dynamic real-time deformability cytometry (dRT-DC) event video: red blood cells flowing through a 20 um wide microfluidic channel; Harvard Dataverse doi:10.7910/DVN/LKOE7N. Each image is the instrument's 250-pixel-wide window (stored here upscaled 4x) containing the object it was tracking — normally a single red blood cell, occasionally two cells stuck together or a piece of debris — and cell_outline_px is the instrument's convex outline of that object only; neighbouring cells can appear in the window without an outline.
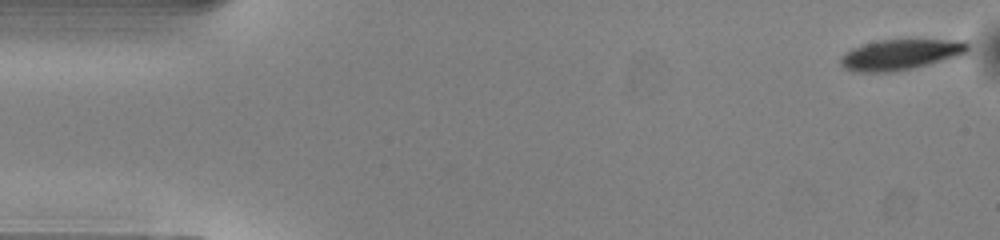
{"species": "common noctule bat (a hibernating species)", "species_latin": "Nyctalus noctula", "temperature_condition": "warm", "stored_images_in_passage": 50, "camera_frame_rate_fps": 3000, "um_per_image_px": 0.085, "animal": {"sex": "male", "body_mass_g": 13.0, "forearm_length_mm": 53.1}, "frame": {"image": 1, "passage_image": 1, "time_ms": 0.0, "image_size_px": [1000, 240], "cell_outline_px": [[968, 52], [964, 56], [912, 68], [892, 72], [856, 72], [844, 68], [840, 64], [840, 60], [852, 48], [860, 44], [880, 40], [968, 40]], "centroid_in_image_um": [76.62, 4.64], "position_along_channel_um": 8.4, "area_um2": 22.83}}
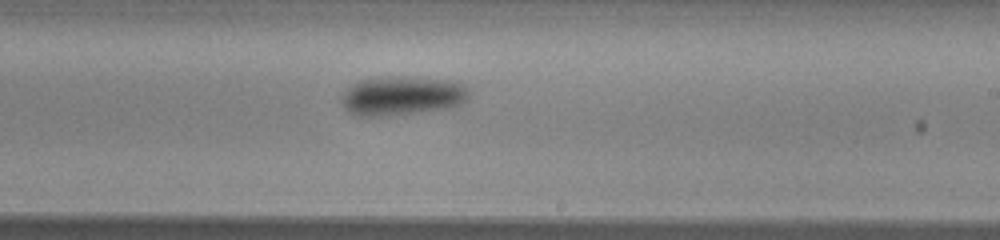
{"frame": {"image": 2, "passage_image": 29, "time_ms": 9.333, "image_size_px": [1000, 240], "cell_outline_px": [[468, 96], [460, 104], [444, 108], [380, 116], [360, 116], [348, 112], [344, 108], [340, 100], [340, 96], [352, 84], [360, 80], [388, 76], [404, 76], [452, 80], [464, 84], [468, 88]], "centroid_in_image_um": [34.13, 8.11], "position_along_channel_um": 254.9, "area_um2": 28.9}}
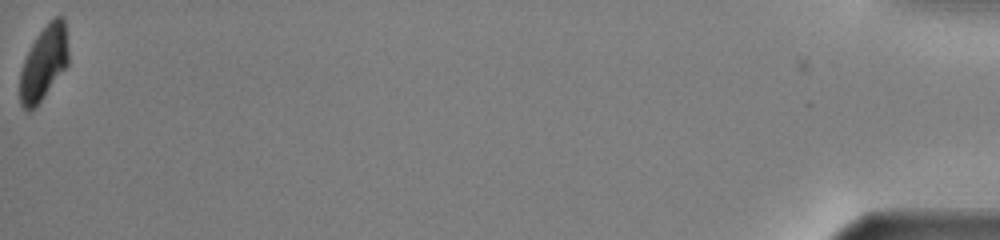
{"frame": {"image": 3, "passage_image": 50, "time_ms": 16.333, "image_size_px": [1000, 240], "cell_outline_px": [[68, 64], [40, 100], [28, 112], [20, 104], [20, 72], [24, 60], [36, 36], [48, 20], [52, 16], [60, 16], [64, 20], [68, 48]], "centroid_in_image_um": [3.72, 5.29], "position_along_channel_um": 431.5, "area_um2": 20.58}, "authors_computed_cell_mechanics": {"area_um2": 25.5476, "velocity_mm_per_s": 4.0609, "shape_relaxation_time_tau1_ms": 1.5956, "shape_relaxation_time_tau2_ms": null, "deformation_change_tau1": 0.1063, "deformation_change_tau2": null}}